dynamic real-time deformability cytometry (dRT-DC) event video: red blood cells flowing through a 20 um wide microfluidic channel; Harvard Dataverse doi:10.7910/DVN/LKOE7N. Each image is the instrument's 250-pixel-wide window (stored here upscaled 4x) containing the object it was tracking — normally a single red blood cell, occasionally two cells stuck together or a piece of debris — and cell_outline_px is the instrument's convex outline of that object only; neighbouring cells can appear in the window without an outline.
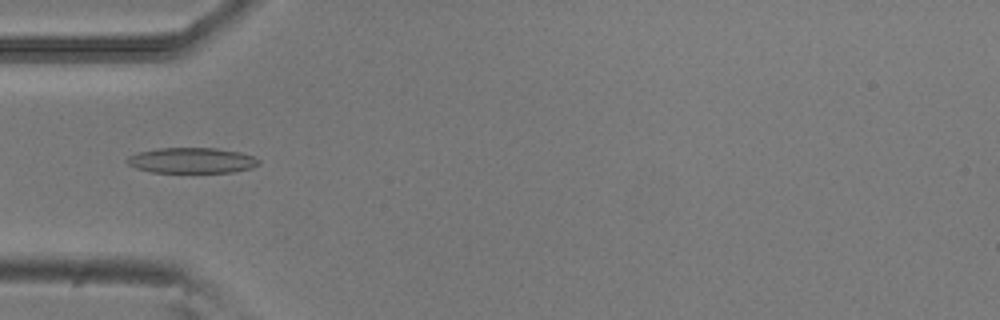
{"species": "common noctule bat (a hibernating species)", "species_latin": "Nyctalus noctula", "temperature_condition": "room temperature", "stored_images_in_passage": 4, "camera_frame_rate_fps": 3000, "um_per_image_px": 0.085, "animal": {"sex": "male", "body_mass_g": 20.5, "forearm_length_mm": 52.5}, "frame": {"image": 1, "passage_image": 4, "time_ms": 1.0, "image_size_px": [1000, 320], "cell_outline_px": [[260, 164], [252, 168], [232, 172], [152, 172], [136, 168], [128, 164], [124, 160], [128, 156], [140, 152], [160, 148], [216, 148], [240, 152], [252, 156], [260, 160]], "centroid_in_image_um": [16.31, 13.64], "position_along_channel_um": 68.7, "area_um2": 19.54}}